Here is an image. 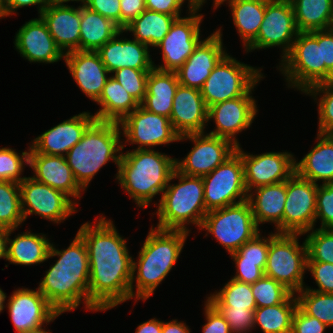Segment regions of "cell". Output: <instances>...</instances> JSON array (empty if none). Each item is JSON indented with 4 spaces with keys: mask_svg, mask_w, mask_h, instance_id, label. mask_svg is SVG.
<instances>
[{
    "mask_svg": "<svg viewBox=\"0 0 333 333\" xmlns=\"http://www.w3.org/2000/svg\"><path fill=\"white\" fill-rule=\"evenodd\" d=\"M100 215L94 224L85 222L77 231L88 252L91 312L106 311L131 299L133 257L127 240L118 233L112 220Z\"/></svg>",
    "mask_w": 333,
    "mask_h": 333,
    "instance_id": "6da1fadb",
    "label": "cell"
},
{
    "mask_svg": "<svg viewBox=\"0 0 333 333\" xmlns=\"http://www.w3.org/2000/svg\"><path fill=\"white\" fill-rule=\"evenodd\" d=\"M55 256L58 260L46 271L37 289L60 314L75 310L82 300L89 310L90 265L83 239L76 234L64 250L51 243L47 259Z\"/></svg>",
    "mask_w": 333,
    "mask_h": 333,
    "instance_id": "7a4b0ae2",
    "label": "cell"
},
{
    "mask_svg": "<svg viewBox=\"0 0 333 333\" xmlns=\"http://www.w3.org/2000/svg\"><path fill=\"white\" fill-rule=\"evenodd\" d=\"M189 232L151 227L132 266L131 299L145 301L176 264ZM137 261V262H136ZM137 273V274H136ZM136 281V285H133ZM136 286V292L134 291Z\"/></svg>",
    "mask_w": 333,
    "mask_h": 333,
    "instance_id": "3957f363",
    "label": "cell"
},
{
    "mask_svg": "<svg viewBox=\"0 0 333 333\" xmlns=\"http://www.w3.org/2000/svg\"><path fill=\"white\" fill-rule=\"evenodd\" d=\"M176 158L155 149H134L120 158L116 180L140 208H147L163 191L176 169Z\"/></svg>",
    "mask_w": 333,
    "mask_h": 333,
    "instance_id": "277c9868",
    "label": "cell"
},
{
    "mask_svg": "<svg viewBox=\"0 0 333 333\" xmlns=\"http://www.w3.org/2000/svg\"><path fill=\"white\" fill-rule=\"evenodd\" d=\"M121 135L118 122L95 120L65 155L76 182L84 191L107 162L112 160L118 170L124 142Z\"/></svg>",
    "mask_w": 333,
    "mask_h": 333,
    "instance_id": "5b68a950",
    "label": "cell"
},
{
    "mask_svg": "<svg viewBox=\"0 0 333 333\" xmlns=\"http://www.w3.org/2000/svg\"><path fill=\"white\" fill-rule=\"evenodd\" d=\"M176 178L179 182L170 184ZM158 202L156 215L159 220L156 228L163 230H183L190 233L191 230L187 227L189 223L199 229L208 213L202 177L187 176L176 169Z\"/></svg>",
    "mask_w": 333,
    "mask_h": 333,
    "instance_id": "8992f818",
    "label": "cell"
},
{
    "mask_svg": "<svg viewBox=\"0 0 333 333\" xmlns=\"http://www.w3.org/2000/svg\"><path fill=\"white\" fill-rule=\"evenodd\" d=\"M280 62L279 70L289 88L305 93L310 87L324 83L321 30L299 32L290 52Z\"/></svg>",
    "mask_w": 333,
    "mask_h": 333,
    "instance_id": "52a82bcc",
    "label": "cell"
},
{
    "mask_svg": "<svg viewBox=\"0 0 333 333\" xmlns=\"http://www.w3.org/2000/svg\"><path fill=\"white\" fill-rule=\"evenodd\" d=\"M269 235V249L264 274L282 283L292 293L302 290L307 270L306 242L299 244L302 234L276 233Z\"/></svg>",
    "mask_w": 333,
    "mask_h": 333,
    "instance_id": "ba28073f",
    "label": "cell"
},
{
    "mask_svg": "<svg viewBox=\"0 0 333 333\" xmlns=\"http://www.w3.org/2000/svg\"><path fill=\"white\" fill-rule=\"evenodd\" d=\"M261 71V68L242 63L227 53L211 71L201 89L207 108L229 99L251 95L264 78Z\"/></svg>",
    "mask_w": 333,
    "mask_h": 333,
    "instance_id": "9c48e42d",
    "label": "cell"
},
{
    "mask_svg": "<svg viewBox=\"0 0 333 333\" xmlns=\"http://www.w3.org/2000/svg\"><path fill=\"white\" fill-rule=\"evenodd\" d=\"M200 229L207 232L206 237L211 233L229 254L260 233L247 200L209 211Z\"/></svg>",
    "mask_w": 333,
    "mask_h": 333,
    "instance_id": "30bf717a",
    "label": "cell"
},
{
    "mask_svg": "<svg viewBox=\"0 0 333 333\" xmlns=\"http://www.w3.org/2000/svg\"><path fill=\"white\" fill-rule=\"evenodd\" d=\"M202 180L207 212L247 200L244 165L237 152L212 172L203 176Z\"/></svg>",
    "mask_w": 333,
    "mask_h": 333,
    "instance_id": "8fae6325",
    "label": "cell"
},
{
    "mask_svg": "<svg viewBox=\"0 0 333 333\" xmlns=\"http://www.w3.org/2000/svg\"><path fill=\"white\" fill-rule=\"evenodd\" d=\"M298 33L290 0H269L259 33L245 51L248 53L278 46L283 51L282 60L290 52Z\"/></svg>",
    "mask_w": 333,
    "mask_h": 333,
    "instance_id": "7c38bea8",
    "label": "cell"
},
{
    "mask_svg": "<svg viewBox=\"0 0 333 333\" xmlns=\"http://www.w3.org/2000/svg\"><path fill=\"white\" fill-rule=\"evenodd\" d=\"M190 140L193 147L187 156L176 159V170L187 176L203 177L231 157L237 149L232 141L204 133H190L180 136L179 141Z\"/></svg>",
    "mask_w": 333,
    "mask_h": 333,
    "instance_id": "4fadbf2b",
    "label": "cell"
},
{
    "mask_svg": "<svg viewBox=\"0 0 333 333\" xmlns=\"http://www.w3.org/2000/svg\"><path fill=\"white\" fill-rule=\"evenodd\" d=\"M19 185L24 221L28 215L35 214L42 219L60 224L77 212V206L71 198L32 177H26Z\"/></svg>",
    "mask_w": 333,
    "mask_h": 333,
    "instance_id": "5bb4252c",
    "label": "cell"
},
{
    "mask_svg": "<svg viewBox=\"0 0 333 333\" xmlns=\"http://www.w3.org/2000/svg\"><path fill=\"white\" fill-rule=\"evenodd\" d=\"M128 144H137L136 149H152L151 147L179 142L180 135L174 130L169 118L152 113L141 105L119 122Z\"/></svg>",
    "mask_w": 333,
    "mask_h": 333,
    "instance_id": "9a60e30c",
    "label": "cell"
},
{
    "mask_svg": "<svg viewBox=\"0 0 333 333\" xmlns=\"http://www.w3.org/2000/svg\"><path fill=\"white\" fill-rule=\"evenodd\" d=\"M204 18L198 12H188V16L176 18L167 35L155 47L161 49L163 64L154 65L161 71L176 72L202 41L200 24Z\"/></svg>",
    "mask_w": 333,
    "mask_h": 333,
    "instance_id": "2e32d148",
    "label": "cell"
},
{
    "mask_svg": "<svg viewBox=\"0 0 333 333\" xmlns=\"http://www.w3.org/2000/svg\"><path fill=\"white\" fill-rule=\"evenodd\" d=\"M318 185L296 172L286 180L283 233L303 235L314 229Z\"/></svg>",
    "mask_w": 333,
    "mask_h": 333,
    "instance_id": "e0dca14e",
    "label": "cell"
},
{
    "mask_svg": "<svg viewBox=\"0 0 333 333\" xmlns=\"http://www.w3.org/2000/svg\"><path fill=\"white\" fill-rule=\"evenodd\" d=\"M240 146H237L236 152L243 161L247 192L260 186L286 181L296 172L297 160L291 152H266L253 155L244 152Z\"/></svg>",
    "mask_w": 333,
    "mask_h": 333,
    "instance_id": "ac0fdd59",
    "label": "cell"
},
{
    "mask_svg": "<svg viewBox=\"0 0 333 333\" xmlns=\"http://www.w3.org/2000/svg\"><path fill=\"white\" fill-rule=\"evenodd\" d=\"M18 288L9 297L8 308L17 333L39 330L59 317L60 314L37 289Z\"/></svg>",
    "mask_w": 333,
    "mask_h": 333,
    "instance_id": "d6986e66",
    "label": "cell"
},
{
    "mask_svg": "<svg viewBox=\"0 0 333 333\" xmlns=\"http://www.w3.org/2000/svg\"><path fill=\"white\" fill-rule=\"evenodd\" d=\"M257 108L252 95H243L208 107L207 120H214L216 127L207 134L226 138L239 146L236 135L252 125Z\"/></svg>",
    "mask_w": 333,
    "mask_h": 333,
    "instance_id": "ffe728a7",
    "label": "cell"
},
{
    "mask_svg": "<svg viewBox=\"0 0 333 333\" xmlns=\"http://www.w3.org/2000/svg\"><path fill=\"white\" fill-rule=\"evenodd\" d=\"M221 28L203 39L176 71L180 85L201 90L211 71L227 54L223 47Z\"/></svg>",
    "mask_w": 333,
    "mask_h": 333,
    "instance_id": "44dd1931",
    "label": "cell"
},
{
    "mask_svg": "<svg viewBox=\"0 0 333 333\" xmlns=\"http://www.w3.org/2000/svg\"><path fill=\"white\" fill-rule=\"evenodd\" d=\"M14 47L30 63L50 64L65 58L40 16L25 22L15 36Z\"/></svg>",
    "mask_w": 333,
    "mask_h": 333,
    "instance_id": "7402d4cb",
    "label": "cell"
},
{
    "mask_svg": "<svg viewBox=\"0 0 333 333\" xmlns=\"http://www.w3.org/2000/svg\"><path fill=\"white\" fill-rule=\"evenodd\" d=\"M95 120L94 115L86 111L74 115L36 137L29 146V153L65 156Z\"/></svg>",
    "mask_w": 333,
    "mask_h": 333,
    "instance_id": "603a6c76",
    "label": "cell"
},
{
    "mask_svg": "<svg viewBox=\"0 0 333 333\" xmlns=\"http://www.w3.org/2000/svg\"><path fill=\"white\" fill-rule=\"evenodd\" d=\"M65 3L52 0L40 15L64 54L79 50L81 21V5L75 8Z\"/></svg>",
    "mask_w": 333,
    "mask_h": 333,
    "instance_id": "cb8c5ba5",
    "label": "cell"
},
{
    "mask_svg": "<svg viewBox=\"0 0 333 333\" xmlns=\"http://www.w3.org/2000/svg\"><path fill=\"white\" fill-rule=\"evenodd\" d=\"M28 166L34 172V176L30 177L73 198L72 201L78 206L76 200L81 198L84 190L76 182L65 156L29 153Z\"/></svg>",
    "mask_w": 333,
    "mask_h": 333,
    "instance_id": "d4e9b609",
    "label": "cell"
},
{
    "mask_svg": "<svg viewBox=\"0 0 333 333\" xmlns=\"http://www.w3.org/2000/svg\"><path fill=\"white\" fill-rule=\"evenodd\" d=\"M64 61L81 91L95 102L100 97L110 74L99 53L75 50L66 53Z\"/></svg>",
    "mask_w": 333,
    "mask_h": 333,
    "instance_id": "484cf974",
    "label": "cell"
},
{
    "mask_svg": "<svg viewBox=\"0 0 333 333\" xmlns=\"http://www.w3.org/2000/svg\"><path fill=\"white\" fill-rule=\"evenodd\" d=\"M208 108L201 95V90L178 85L173 99L170 121L180 135L204 133Z\"/></svg>",
    "mask_w": 333,
    "mask_h": 333,
    "instance_id": "4316f807",
    "label": "cell"
},
{
    "mask_svg": "<svg viewBox=\"0 0 333 333\" xmlns=\"http://www.w3.org/2000/svg\"><path fill=\"white\" fill-rule=\"evenodd\" d=\"M123 32L124 30L118 32L97 50L107 70L110 73L124 67L152 70L155 63L149 55V46L135 39L130 40L124 37L119 39Z\"/></svg>",
    "mask_w": 333,
    "mask_h": 333,
    "instance_id": "83f0119b",
    "label": "cell"
},
{
    "mask_svg": "<svg viewBox=\"0 0 333 333\" xmlns=\"http://www.w3.org/2000/svg\"><path fill=\"white\" fill-rule=\"evenodd\" d=\"M285 200L286 181L257 187L248 192L247 196L257 226L273 223L276 233H283Z\"/></svg>",
    "mask_w": 333,
    "mask_h": 333,
    "instance_id": "f1b7e54d",
    "label": "cell"
},
{
    "mask_svg": "<svg viewBox=\"0 0 333 333\" xmlns=\"http://www.w3.org/2000/svg\"><path fill=\"white\" fill-rule=\"evenodd\" d=\"M317 144L299 162L296 173L313 183H333V134L317 133Z\"/></svg>",
    "mask_w": 333,
    "mask_h": 333,
    "instance_id": "f546056e",
    "label": "cell"
},
{
    "mask_svg": "<svg viewBox=\"0 0 333 333\" xmlns=\"http://www.w3.org/2000/svg\"><path fill=\"white\" fill-rule=\"evenodd\" d=\"M179 81L176 72L150 70L146 81V94L140 104L146 110L170 119L173 99Z\"/></svg>",
    "mask_w": 333,
    "mask_h": 333,
    "instance_id": "4dcf8cb0",
    "label": "cell"
},
{
    "mask_svg": "<svg viewBox=\"0 0 333 333\" xmlns=\"http://www.w3.org/2000/svg\"><path fill=\"white\" fill-rule=\"evenodd\" d=\"M15 230L9 229L8 233L6 260L10 264L31 266L47 261L51 242L46 238V234L27 230L10 239Z\"/></svg>",
    "mask_w": 333,
    "mask_h": 333,
    "instance_id": "1f68e13d",
    "label": "cell"
},
{
    "mask_svg": "<svg viewBox=\"0 0 333 333\" xmlns=\"http://www.w3.org/2000/svg\"><path fill=\"white\" fill-rule=\"evenodd\" d=\"M95 102L100 105L99 111L94 114L96 120L118 123L140 105L112 76H109Z\"/></svg>",
    "mask_w": 333,
    "mask_h": 333,
    "instance_id": "d6a6232c",
    "label": "cell"
},
{
    "mask_svg": "<svg viewBox=\"0 0 333 333\" xmlns=\"http://www.w3.org/2000/svg\"><path fill=\"white\" fill-rule=\"evenodd\" d=\"M81 4L79 50L97 51L122 29L112 20Z\"/></svg>",
    "mask_w": 333,
    "mask_h": 333,
    "instance_id": "836d02e7",
    "label": "cell"
},
{
    "mask_svg": "<svg viewBox=\"0 0 333 333\" xmlns=\"http://www.w3.org/2000/svg\"><path fill=\"white\" fill-rule=\"evenodd\" d=\"M227 1V2H226ZM269 0H224L228 3L233 24L242 40L244 49L257 37Z\"/></svg>",
    "mask_w": 333,
    "mask_h": 333,
    "instance_id": "e575fe53",
    "label": "cell"
},
{
    "mask_svg": "<svg viewBox=\"0 0 333 333\" xmlns=\"http://www.w3.org/2000/svg\"><path fill=\"white\" fill-rule=\"evenodd\" d=\"M165 13L145 9L123 29L132 32L135 40L147 46L156 47L167 35L176 18Z\"/></svg>",
    "mask_w": 333,
    "mask_h": 333,
    "instance_id": "d590c367",
    "label": "cell"
},
{
    "mask_svg": "<svg viewBox=\"0 0 333 333\" xmlns=\"http://www.w3.org/2000/svg\"><path fill=\"white\" fill-rule=\"evenodd\" d=\"M299 32L331 28L333 0H290Z\"/></svg>",
    "mask_w": 333,
    "mask_h": 333,
    "instance_id": "8d00e7d4",
    "label": "cell"
},
{
    "mask_svg": "<svg viewBox=\"0 0 333 333\" xmlns=\"http://www.w3.org/2000/svg\"><path fill=\"white\" fill-rule=\"evenodd\" d=\"M297 307L295 293H291L278 305L256 308L254 328L259 326L263 333H291L292 320Z\"/></svg>",
    "mask_w": 333,
    "mask_h": 333,
    "instance_id": "74e56055",
    "label": "cell"
},
{
    "mask_svg": "<svg viewBox=\"0 0 333 333\" xmlns=\"http://www.w3.org/2000/svg\"><path fill=\"white\" fill-rule=\"evenodd\" d=\"M208 301L214 307H233V309H256L251 284L230 279L219 291L210 294Z\"/></svg>",
    "mask_w": 333,
    "mask_h": 333,
    "instance_id": "f35d334b",
    "label": "cell"
},
{
    "mask_svg": "<svg viewBox=\"0 0 333 333\" xmlns=\"http://www.w3.org/2000/svg\"><path fill=\"white\" fill-rule=\"evenodd\" d=\"M22 223L19 183L0 181V227L17 229Z\"/></svg>",
    "mask_w": 333,
    "mask_h": 333,
    "instance_id": "ab89813d",
    "label": "cell"
},
{
    "mask_svg": "<svg viewBox=\"0 0 333 333\" xmlns=\"http://www.w3.org/2000/svg\"><path fill=\"white\" fill-rule=\"evenodd\" d=\"M295 294L298 307L305 314L317 318L327 327H333V293L303 288Z\"/></svg>",
    "mask_w": 333,
    "mask_h": 333,
    "instance_id": "60d3db41",
    "label": "cell"
},
{
    "mask_svg": "<svg viewBox=\"0 0 333 333\" xmlns=\"http://www.w3.org/2000/svg\"><path fill=\"white\" fill-rule=\"evenodd\" d=\"M322 93V94H321ZM305 95L318 100V132L319 134H333V81L320 83L310 87ZM321 94V95H320Z\"/></svg>",
    "mask_w": 333,
    "mask_h": 333,
    "instance_id": "b9f144b4",
    "label": "cell"
},
{
    "mask_svg": "<svg viewBox=\"0 0 333 333\" xmlns=\"http://www.w3.org/2000/svg\"><path fill=\"white\" fill-rule=\"evenodd\" d=\"M305 238L307 261H319L333 264V229L314 228Z\"/></svg>",
    "mask_w": 333,
    "mask_h": 333,
    "instance_id": "7bdbcfd3",
    "label": "cell"
},
{
    "mask_svg": "<svg viewBox=\"0 0 333 333\" xmlns=\"http://www.w3.org/2000/svg\"><path fill=\"white\" fill-rule=\"evenodd\" d=\"M257 308L282 303L292 292L273 278L263 276L251 284Z\"/></svg>",
    "mask_w": 333,
    "mask_h": 333,
    "instance_id": "ee69618b",
    "label": "cell"
},
{
    "mask_svg": "<svg viewBox=\"0 0 333 333\" xmlns=\"http://www.w3.org/2000/svg\"><path fill=\"white\" fill-rule=\"evenodd\" d=\"M29 152L28 149L20 154L6 146L0 148V181L20 183L25 179L26 176L22 177L21 174L25 165L29 164Z\"/></svg>",
    "mask_w": 333,
    "mask_h": 333,
    "instance_id": "f6af8a7d",
    "label": "cell"
},
{
    "mask_svg": "<svg viewBox=\"0 0 333 333\" xmlns=\"http://www.w3.org/2000/svg\"><path fill=\"white\" fill-rule=\"evenodd\" d=\"M150 70H136L124 67L113 72L114 77L123 88L141 104L146 94V81Z\"/></svg>",
    "mask_w": 333,
    "mask_h": 333,
    "instance_id": "bcb514c9",
    "label": "cell"
},
{
    "mask_svg": "<svg viewBox=\"0 0 333 333\" xmlns=\"http://www.w3.org/2000/svg\"><path fill=\"white\" fill-rule=\"evenodd\" d=\"M268 249L269 236L263 237L261 233H258L253 239L229 255L234 262L267 263Z\"/></svg>",
    "mask_w": 333,
    "mask_h": 333,
    "instance_id": "7dc6e473",
    "label": "cell"
},
{
    "mask_svg": "<svg viewBox=\"0 0 333 333\" xmlns=\"http://www.w3.org/2000/svg\"><path fill=\"white\" fill-rule=\"evenodd\" d=\"M320 219V228L333 229V183L318 185L316 194V217Z\"/></svg>",
    "mask_w": 333,
    "mask_h": 333,
    "instance_id": "c3c4849f",
    "label": "cell"
},
{
    "mask_svg": "<svg viewBox=\"0 0 333 333\" xmlns=\"http://www.w3.org/2000/svg\"><path fill=\"white\" fill-rule=\"evenodd\" d=\"M227 321L232 333H247L254 329L255 309L215 307Z\"/></svg>",
    "mask_w": 333,
    "mask_h": 333,
    "instance_id": "681fc988",
    "label": "cell"
},
{
    "mask_svg": "<svg viewBox=\"0 0 333 333\" xmlns=\"http://www.w3.org/2000/svg\"><path fill=\"white\" fill-rule=\"evenodd\" d=\"M312 274L318 288H304L321 293H333V264L319 261H307V270Z\"/></svg>",
    "mask_w": 333,
    "mask_h": 333,
    "instance_id": "f907efd6",
    "label": "cell"
},
{
    "mask_svg": "<svg viewBox=\"0 0 333 333\" xmlns=\"http://www.w3.org/2000/svg\"><path fill=\"white\" fill-rule=\"evenodd\" d=\"M187 0H145L146 9L165 13L172 16H181L184 2ZM189 12H198L203 7L202 0H188Z\"/></svg>",
    "mask_w": 333,
    "mask_h": 333,
    "instance_id": "816d5d0a",
    "label": "cell"
},
{
    "mask_svg": "<svg viewBox=\"0 0 333 333\" xmlns=\"http://www.w3.org/2000/svg\"><path fill=\"white\" fill-rule=\"evenodd\" d=\"M327 328L324 323L305 314L299 307L295 310L291 333H324Z\"/></svg>",
    "mask_w": 333,
    "mask_h": 333,
    "instance_id": "f5cc1de1",
    "label": "cell"
},
{
    "mask_svg": "<svg viewBox=\"0 0 333 333\" xmlns=\"http://www.w3.org/2000/svg\"><path fill=\"white\" fill-rule=\"evenodd\" d=\"M204 305L207 322L203 325L202 333H232L227 321L208 300L205 301Z\"/></svg>",
    "mask_w": 333,
    "mask_h": 333,
    "instance_id": "db71d44e",
    "label": "cell"
},
{
    "mask_svg": "<svg viewBox=\"0 0 333 333\" xmlns=\"http://www.w3.org/2000/svg\"><path fill=\"white\" fill-rule=\"evenodd\" d=\"M82 4L120 27V0H83Z\"/></svg>",
    "mask_w": 333,
    "mask_h": 333,
    "instance_id": "11a10c76",
    "label": "cell"
},
{
    "mask_svg": "<svg viewBox=\"0 0 333 333\" xmlns=\"http://www.w3.org/2000/svg\"><path fill=\"white\" fill-rule=\"evenodd\" d=\"M236 267V275L232 278L247 284H253L262 278L266 263H250V262H234Z\"/></svg>",
    "mask_w": 333,
    "mask_h": 333,
    "instance_id": "9f6ffc18",
    "label": "cell"
},
{
    "mask_svg": "<svg viewBox=\"0 0 333 333\" xmlns=\"http://www.w3.org/2000/svg\"><path fill=\"white\" fill-rule=\"evenodd\" d=\"M322 63H325V82L333 81V29L321 30Z\"/></svg>",
    "mask_w": 333,
    "mask_h": 333,
    "instance_id": "6f0895ef",
    "label": "cell"
},
{
    "mask_svg": "<svg viewBox=\"0 0 333 333\" xmlns=\"http://www.w3.org/2000/svg\"><path fill=\"white\" fill-rule=\"evenodd\" d=\"M146 9L145 0H120V28L123 30Z\"/></svg>",
    "mask_w": 333,
    "mask_h": 333,
    "instance_id": "680465c9",
    "label": "cell"
},
{
    "mask_svg": "<svg viewBox=\"0 0 333 333\" xmlns=\"http://www.w3.org/2000/svg\"><path fill=\"white\" fill-rule=\"evenodd\" d=\"M52 0H6V17L16 13L19 8L38 5V14L48 6Z\"/></svg>",
    "mask_w": 333,
    "mask_h": 333,
    "instance_id": "91938a15",
    "label": "cell"
},
{
    "mask_svg": "<svg viewBox=\"0 0 333 333\" xmlns=\"http://www.w3.org/2000/svg\"><path fill=\"white\" fill-rule=\"evenodd\" d=\"M163 321L149 319L137 326L135 333H162Z\"/></svg>",
    "mask_w": 333,
    "mask_h": 333,
    "instance_id": "94428289",
    "label": "cell"
},
{
    "mask_svg": "<svg viewBox=\"0 0 333 333\" xmlns=\"http://www.w3.org/2000/svg\"><path fill=\"white\" fill-rule=\"evenodd\" d=\"M186 325V323L177 319H173L172 321L164 322L162 327V333H190V328Z\"/></svg>",
    "mask_w": 333,
    "mask_h": 333,
    "instance_id": "6125c7cd",
    "label": "cell"
},
{
    "mask_svg": "<svg viewBox=\"0 0 333 333\" xmlns=\"http://www.w3.org/2000/svg\"><path fill=\"white\" fill-rule=\"evenodd\" d=\"M9 229L0 227V259L7 258V240Z\"/></svg>",
    "mask_w": 333,
    "mask_h": 333,
    "instance_id": "be15d7a7",
    "label": "cell"
},
{
    "mask_svg": "<svg viewBox=\"0 0 333 333\" xmlns=\"http://www.w3.org/2000/svg\"><path fill=\"white\" fill-rule=\"evenodd\" d=\"M6 298H7L6 293L0 288V313L5 308V300H6Z\"/></svg>",
    "mask_w": 333,
    "mask_h": 333,
    "instance_id": "e7e4bbea",
    "label": "cell"
},
{
    "mask_svg": "<svg viewBox=\"0 0 333 333\" xmlns=\"http://www.w3.org/2000/svg\"><path fill=\"white\" fill-rule=\"evenodd\" d=\"M6 17V0H0V19Z\"/></svg>",
    "mask_w": 333,
    "mask_h": 333,
    "instance_id": "03108f58",
    "label": "cell"
},
{
    "mask_svg": "<svg viewBox=\"0 0 333 333\" xmlns=\"http://www.w3.org/2000/svg\"><path fill=\"white\" fill-rule=\"evenodd\" d=\"M224 0H213V6L215 9L219 8V5L223 2ZM203 5L206 3V0H202Z\"/></svg>",
    "mask_w": 333,
    "mask_h": 333,
    "instance_id": "003e7915",
    "label": "cell"
},
{
    "mask_svg": "<svg viewBox=\"0 0 333 333\" xmlns=\"http://www.w3.org/2000/svg\"><path fill=\"white\" fill-rule=\"evenodd\" d=\"M27 333H52L51 331H46L45 327L41 328L39 330H35V331H31V332H27Z\"/></svg>",
    "mask_w": 333,
    "mask_h": 333,
    "instance_id": "a7ac6f4b",
    "label": "cell"
},
{
    "mask_svg": "<svg viewBox=\"0 0 333 333\" xmlns=\"http://www.w3.org/2000/svg\"><path fill=\"white\" fill-rule=\"evenodd\" d=\"M57 1H65V2H70V1L74 2V1H76V2H82L83 0H57Z\"/></svg>",
    "mask_w": 333,
    "mask_h": 333,
    "instance_id": "89a4df30",
    "label": "cell"
},
{
    "mask_svg": "<svg viewBox=\"0 0 333 333\" xmlns=\"http://www.w3.org/2000/svg\"><path fill=\"white\" fill-rule=\"evenodd\" d=\"M331 29H333V19H332V23H331Z\"/></svg>",
    "mask_w": 333,
    "mask_h": 333,
    "instance_id": "2644e50d",
    "label": "cell"
}]
</instances>
